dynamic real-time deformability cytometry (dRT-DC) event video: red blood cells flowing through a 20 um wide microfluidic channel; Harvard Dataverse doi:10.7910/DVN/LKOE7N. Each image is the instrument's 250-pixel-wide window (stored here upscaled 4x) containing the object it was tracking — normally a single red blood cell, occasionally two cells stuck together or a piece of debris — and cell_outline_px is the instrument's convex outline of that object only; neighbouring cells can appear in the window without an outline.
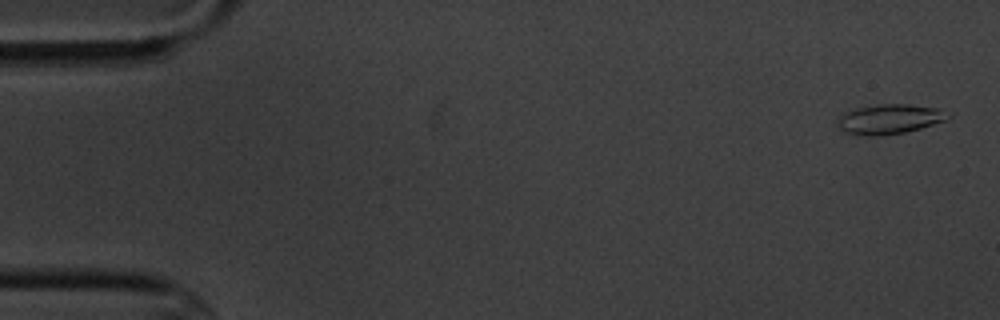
{"species": "common noctule bat (a hibernating species)", "species_latin": "Nyctalus noctula", "temperature_condition": "cold", "stored_images_in_passage": 8, "camera_frame_rate_fps": 3000, "um_per_image_px": 0.085, "animal": {"sex": "male", "body_mass_g": 20.1, "forearm_length_mm": 53.5}, "frame": {"image": 1, "passage_image": 1, "time_ms": 0.0, "image_size_px": [1000, 320], "cell_outline_px": [[952, 116], [948, 120], [920, 128], [904, 132], [876, 136], [856, 136], [844, 132], [836, 124], [836, 120], [840, 112], [856, 108], [880, 104], [908, 104], [936, 108]], "centroid_in_image_um": [75.52, 10.13], "position_along_channel_um": 9.5, "area_um2": 19.42}}
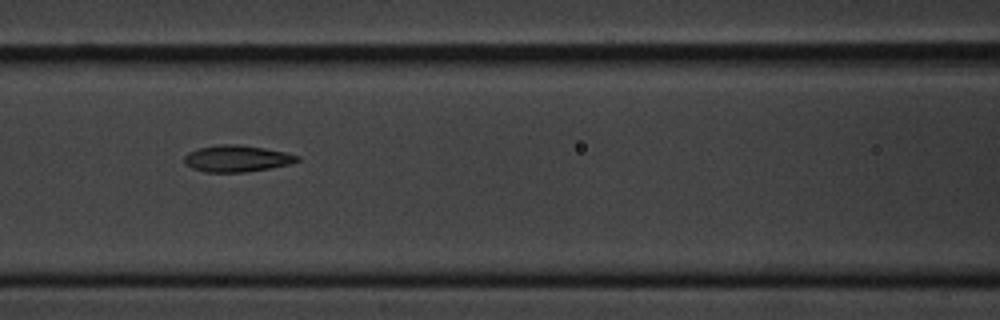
{"frame": {"image": 2, "passage_image": 7, "time_ms": 7.667, "image_size_px": [1000, 320], "cell_outline_px": [[300, 160], [292, 164], [244, 172], [204, 172], [192, 168], [184, 164], [184, 156], [188, 152], [200, 148], [220, 144], [240, 144], [264, 148], [284, 152], [300, 156]], "centroid_in_image_um": [20.12, 13.47], "position_along_channel_um": 146.5, "area_um2": 17.51}}
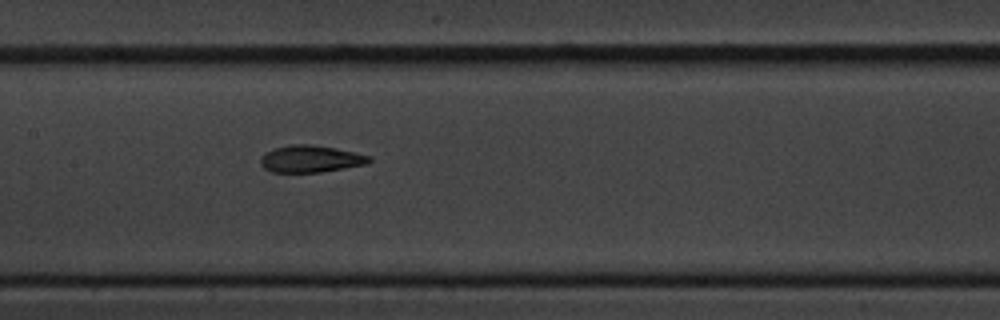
{"frame": {"image": 3, "passage_image": 8, "time_ms": 8.667, "image_size_px": [1000, 320], "cell_outline_px": [[372, 160], [368, 164], [320, 172], [272, 172], [264, 168], [260, 164], [260, 156], [264, 152], [272, 148], [292, 144], [312, 144], [336, 148], [372, 156]], "centroid_in_image_um": [26.39, 13.49], "position_along_channel_um": 181.0, "area_um2": 17.34}}